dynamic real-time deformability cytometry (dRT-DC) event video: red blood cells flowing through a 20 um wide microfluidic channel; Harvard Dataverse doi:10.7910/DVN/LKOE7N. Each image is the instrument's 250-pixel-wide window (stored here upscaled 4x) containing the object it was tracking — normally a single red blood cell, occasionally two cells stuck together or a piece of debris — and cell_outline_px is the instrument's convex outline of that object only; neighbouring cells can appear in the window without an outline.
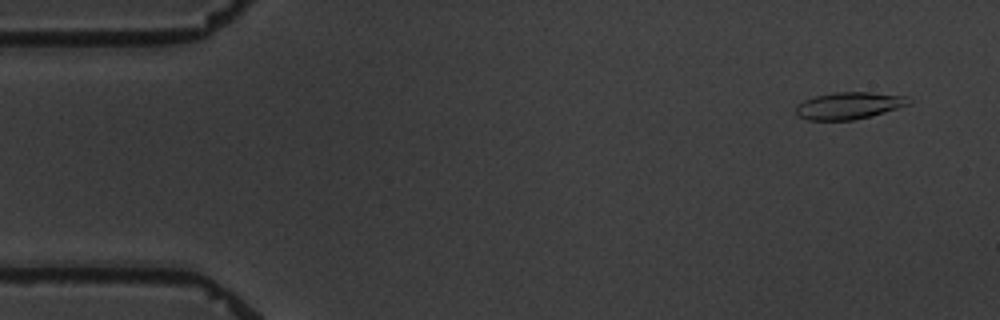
{"species": "common noctule bat (a hibernating species)", "species_latin": "Nyctalus noctula", "temperature_condition": "warm", "stored_images_in_passage": 6, "camera_frame_rate_fps": 3000, "um_per_image_px": 0.085, "animal": {"sex": "male", "body_mass_g": 19.5, "forearm_length_mm": 54.6}, "frame": {"image": 1, "passage_image": 1, "time_ms": 0.0, "image_size_px": [1000, 320], "cell_outline_px": [[912, 104], [884, 112], [852, 120], [808, 120], [796, 116], [796, 108], [804, 100], [816, 96], [836, 92], [872, 92], [904, 96], [912, 100]], "centroid_in_image_um": [72.17, 8.98], "position_along_channel_um": 12.8, "area_um2": 17.63}}
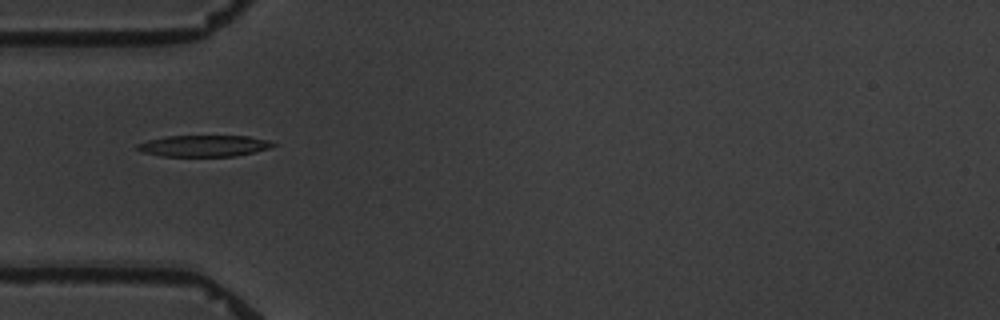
{"frame": {"image": 2, "passage_image": 5, "time_ms": 4.667, "image_size_px": [1000, 320], "cell_outline_px": [[276, 144], [268, 148], [236, 156], [160, 156], [144, 152], [136, 148], [136, 144], [148, 140], [168, 136], [248, 136], [268, 140]], "centroid_in_image_um": [17.31, 12.39], "position_along_channel_um": 67.7, "area_um2": 16.7}}
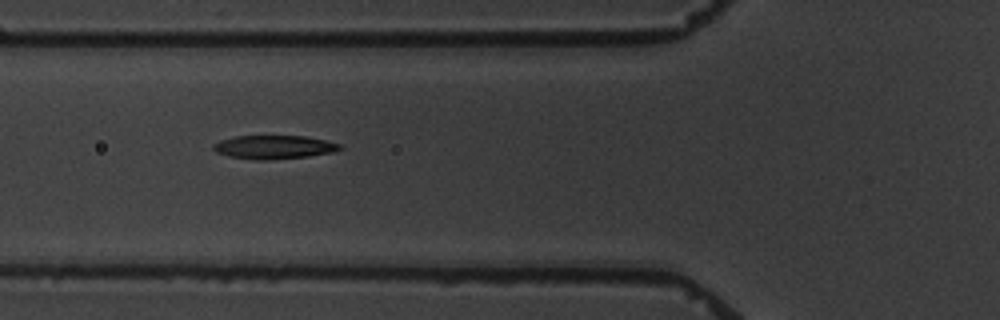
{"frame": {"image": 3, "passage_image": 6, "time_ms": 5.667, "image_size_px": [1000, 320], "cell_outline_px": [[344, 148], [332, 152], [308, 156], [268, 160], [252, 160], [228, 156], [216, 152], [212, 148], [212, 144], [220, 140], [236, 136], [304, 136], [324, 140], [340, 144]], "centroid_in_image_um": [23.25, 12.51], "position_along_channel_um": 102.6, "area_um2": 17.4}}